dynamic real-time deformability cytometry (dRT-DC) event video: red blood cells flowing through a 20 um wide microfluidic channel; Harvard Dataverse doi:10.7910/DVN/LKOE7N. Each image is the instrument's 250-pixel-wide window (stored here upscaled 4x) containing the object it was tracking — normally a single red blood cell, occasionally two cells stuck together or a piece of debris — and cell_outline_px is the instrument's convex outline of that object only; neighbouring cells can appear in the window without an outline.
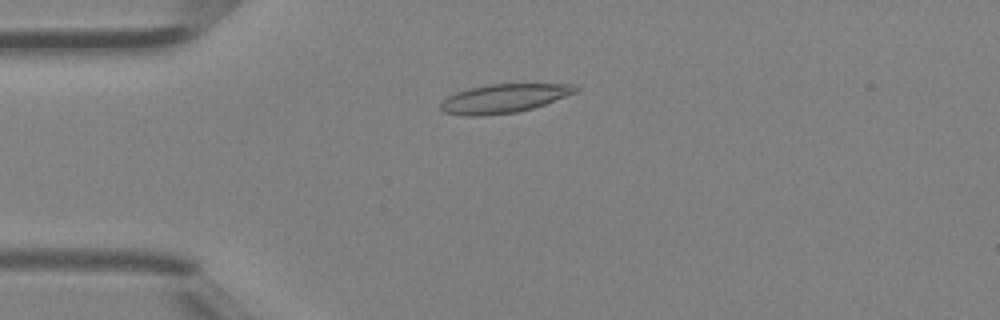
{"species": "Egyptian fruit bat (a non-hibernating species)", "species_latin": "Rousettus aegyptiacus", "temperature_condition": "room temperature", "stored_images_in_passage": 3, "camera_frame_rate_fps": 3000, "um_per_image_px": 0.085, "animal": {"sex": "female"}, "frame": {"image": 1, "passage_image": 2, "time_ms": 0.333, "image_size_px": [1000, 320], "cell_outline_px": [[580, 88], [576, 92], [544, 104], [532, 108], [516, 112], [480, 116], [468, 116], [444, 112], [440, 108], [440, 104], [448, 96], [456, 92], [468, 88], [488, 84], [576, 84]], "centroid_in_image_um": [42.82, 8.36], "position_along_channel_um": 42.2, "area_um2": 22.48}}